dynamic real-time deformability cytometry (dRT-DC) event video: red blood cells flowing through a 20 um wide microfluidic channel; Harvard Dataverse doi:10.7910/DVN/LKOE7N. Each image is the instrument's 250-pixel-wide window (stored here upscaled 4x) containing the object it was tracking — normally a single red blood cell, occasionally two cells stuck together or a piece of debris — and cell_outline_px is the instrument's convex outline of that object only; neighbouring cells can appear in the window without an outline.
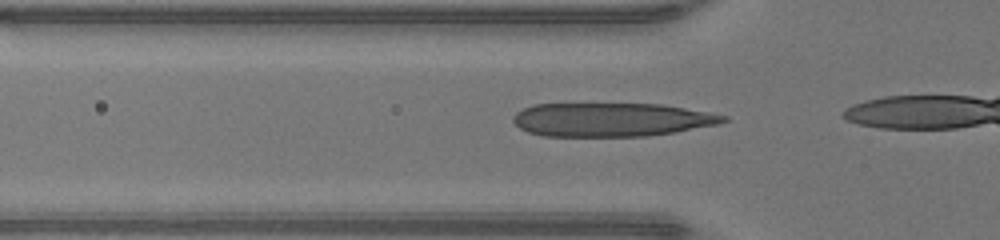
{"species": "human", "species_latin": "Homo sapiens", "temperature_condition": "warm", "stored_images_in_passage": 12, "camera_frame_rate_fps": 3000, "um_per_image_px": 0.085, "donor": {"sex": "male"}, "frame": {"image": 1, "passage_image": 10, "time_ms": 3.0, "image_size_px": [1000, 240], "cell_outline_px": [[728, 120], [716, 124], [676, 132], [648, 136], [544, 136], [528, 132], [520, 128], [512, 120], [512, 116], [516, 112], [532, 104], [664, 104], [728, 116]], "centroid_in_image_um": [51.95, 10.17], "position_along_channel_um": 73.9, "area_um2": 41.21}}